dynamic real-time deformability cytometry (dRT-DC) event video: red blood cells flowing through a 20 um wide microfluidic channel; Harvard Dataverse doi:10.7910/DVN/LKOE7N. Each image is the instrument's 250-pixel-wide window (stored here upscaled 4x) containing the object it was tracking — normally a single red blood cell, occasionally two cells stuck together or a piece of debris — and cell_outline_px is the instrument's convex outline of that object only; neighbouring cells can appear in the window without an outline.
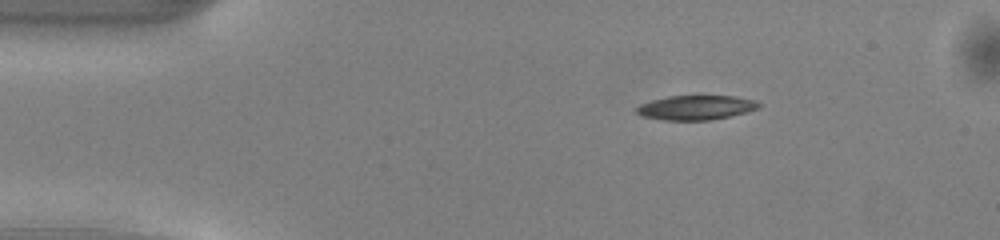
{"species": "common noctule bat (a hibernating species)", "species_latin": "Nyctalus noctula", "temperature_condition": "warm", "stored_images_in_passage": 43, "camera_frame_rate_fps": 3000, "um_per_image_px": 0.085, "animal": {"sex": "male", "body_mass_g": 13.0, "forearm_length_mm": 53.1}, "frame": {"image": 1, "passage_image": 1, "time_ms": 0.0, "image_size_px": [1000, 240], "cell_outline_px": [[760, 108], [748, 112], [712, 120], [660, 120], [640, 116], [636, 112], [636, 108], [640, 104], [652, 100], [668, 96], [736, 96], [756, 100], [760, 104]], "centroid_in_image_um": [59.16, 9.15], "position_along_channel_um": 25.8, "area_um2": 17.63}}
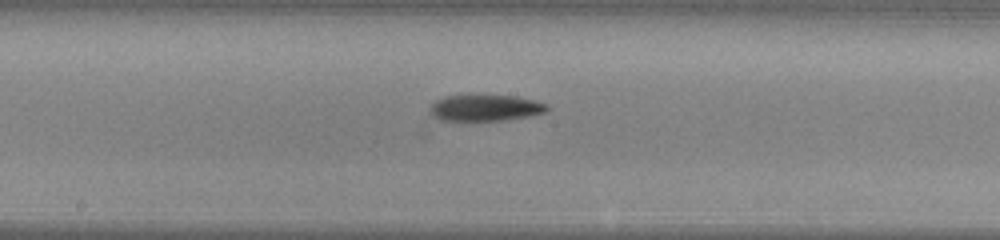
{"frame": {"image": 2, "passage_image": 19, "time_ms": 6.0, "image_size_px": [1000, 240], "cell_outline_px": [[548, 108], [544, 112], [532, 116], [508, 120], [440, 120], [432, 116], [428, 108], [436, 100], [444, 96], [516, 96], [536, 100], [548, 104]], "centroid_in_image_um": [41.27, 9.18], "position_along_channel_um": 206.9, "area_um2": 17.92}}
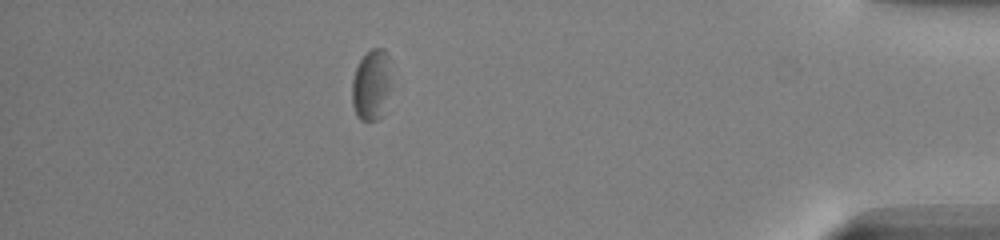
{"frame": {"image": 3, "passage_image": 37, "time_ms": 12.0, "image_size_px": [1000, 240], "cell_outline_px": [[388, 88], [380, 116], [376, 120], [360, 120], [356, 116], [352, 104], [352, 80], [356, 68], [364, 52], [372, 48], [384, 48], [388, 76]], "centroid_in_image_um": [31.46, 7.21], "position_along_channel_um": 403.7, "area_um2": 15.32}, "authors_computed_cell_mechanics": {"area_um2": 18.0914, "velocity_mm_per_s": 4.0862, "shape_relaxation_time_tau1_ms": 1.9469, "shape_relaxation_time_tau2_ms": null, "deformation_change_tau1": 0.0764, "deformation_change_tau2": null}}